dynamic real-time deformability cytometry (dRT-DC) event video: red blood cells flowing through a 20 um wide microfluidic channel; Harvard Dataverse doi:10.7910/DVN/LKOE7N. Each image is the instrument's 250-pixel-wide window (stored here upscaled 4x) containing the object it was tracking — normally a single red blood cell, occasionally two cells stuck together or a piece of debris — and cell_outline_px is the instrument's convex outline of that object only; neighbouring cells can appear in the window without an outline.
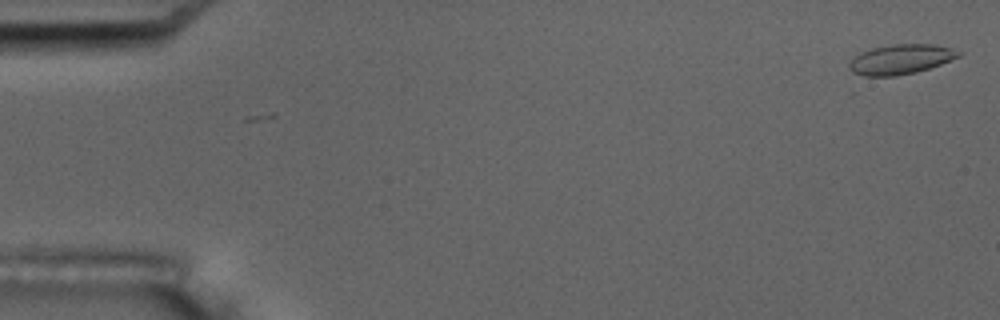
{"species": "common noctule bat (a hibernating species)", "species_latin": "Nyctalus noctula", "temperature_condition": "room temperature", "stored_images_in_passage": 17, "camera_frame_rate_fps": 3000, "um_per_image_px": 0.085, "animal": {"sex": "male", "body_mass_g": 17.5, "forearm_length_mm": 52.3}, "frame": {"image": 1, "passage_image": 1, "time_ms": 0.0, "image_size_px": [1000, 320], "cell_outline_px": [[964, 52], [960, 56], [940, 64], [916, 72], [896, 76], [864, 76], [852, 72], [848, 68], [848, 64], [860, 52], [872, 48], [892, 44], [932, 44], [952, 48]], "centroid_in_image_um": [76.56, 5.04], "position_along_channel_um": 8.4, "area_um2": 19.02}}